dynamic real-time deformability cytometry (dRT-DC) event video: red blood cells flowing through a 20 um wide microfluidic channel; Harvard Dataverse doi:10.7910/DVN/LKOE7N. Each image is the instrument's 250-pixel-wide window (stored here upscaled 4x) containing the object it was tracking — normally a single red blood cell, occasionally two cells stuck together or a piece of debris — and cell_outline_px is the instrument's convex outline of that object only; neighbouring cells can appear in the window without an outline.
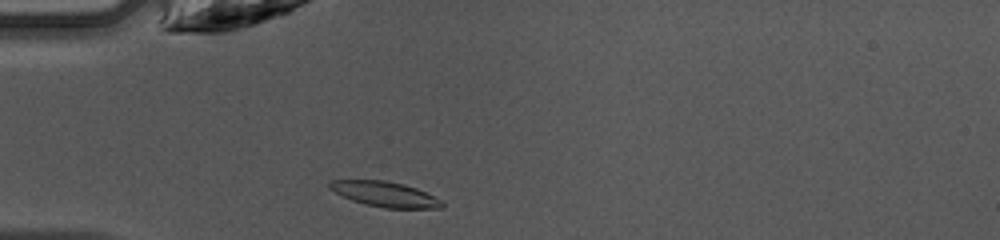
{"species": "common noctule bat (a hibernating species)", "species_latin": "Nyctalus noctula", "temperature_condition": "warm", "stored_images_in_passage": 34, "camera_frame_rate_fps": 3000, "um_per_image_px": 0.085, "animal": {"sex": "female", "body_mass_g": 10.0, "forearm_length_mm": 53.1}, "frame": {"image": 1, "passage_image": 1, "time_ms": 0.0, "image_size_px": [1000, 240], "cell_outline_px": [[444, 208], [384, 208], [364, 204], [352, 200], [328, 188], [328, 184], [332, 180], [384, 180], [404, 184], [416, 188], [440, 200], [444, 204]], "centroid_in_image_um": [32.71, 16.5], "position_along_channel_um": 52.3, "area_um2": 16.3}}
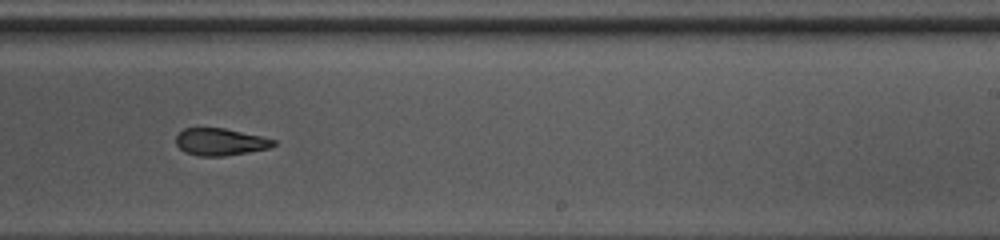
{"frame": {"image": 2, "passage_image": 17, "time_ms": 5.333, "image_size_px": [1000, 240], "cell_outline_px": [[276, 144], [268, 148], [248, 152], [224, 156], [200, 156], [184, 152], [176, 144], [176, 136], [184, 128], [224, 128], [260, 136], [276, 140]], "centroid_in_image_um": [18.7, 12.06], "position_along_channel_um": 270.3, "area_um2": 15.32}}
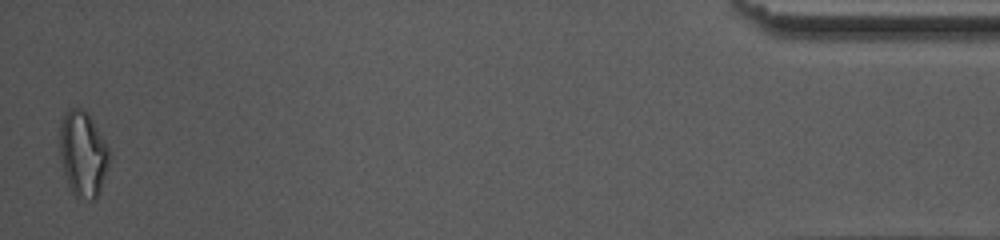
{"frame": {"image": 3, "passage_image": 34, "time_ms": 11.0, "image_size_px": [1000, 240], "cell_outline_px": [[108, 164], [100, 192], [96, 200], [88, 200], [76, 196], [68, 188], [60, 156], [60, 124], [64, 112], [68, 108], [80, 108], [88, 112], [104, 140], [108, 148]], "centroid_in_image_um": [7.03, 13.08], "position_along_channel_um": 428.2, "area_um2": 24.68}, "authors_computed_cell_mechanics": {"area_um2": 16.5597, "velocity_mm_per_s": 4.2509, "shape_relaxation_time_tau1_ms": null, "shape_relaxation_time_tau2_ms": 6.5333, "deformation_change_tau1": null, "deformation_change_tau2": 0.1645}}